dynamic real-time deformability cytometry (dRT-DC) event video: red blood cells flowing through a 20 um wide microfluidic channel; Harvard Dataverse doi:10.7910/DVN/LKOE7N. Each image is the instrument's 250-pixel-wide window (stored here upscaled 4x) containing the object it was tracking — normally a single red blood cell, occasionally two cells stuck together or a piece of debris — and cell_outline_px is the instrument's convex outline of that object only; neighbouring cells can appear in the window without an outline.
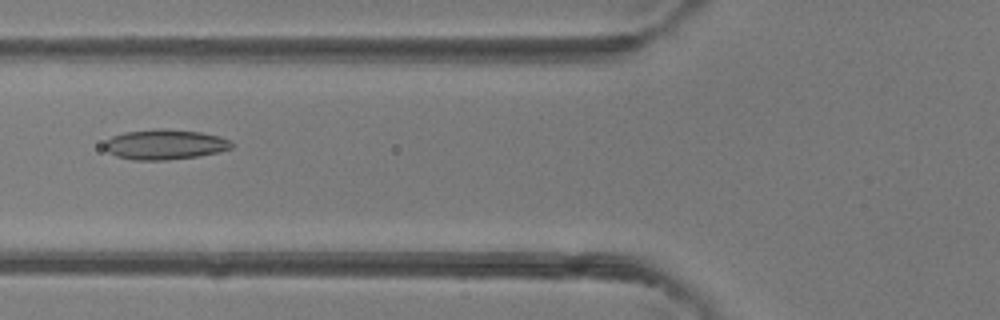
{"species": "common noctule bat (a hibernating species)", "species_latin": "Nyctalus noctula", "temperature_condition": "room temperature", "stored_images_in_passage": 3, "camera_frame_rate_fps": 3000, "um_per_image_px": 0.085, "animal": {"sex": "female"}, "frame": {"image": 1, "passage_image": 3, "time_ms": 2.333, "image_size_px": [1000, 320], "cell_outline_px": [[232, 148], [216, 152], [196, 156], [164, 160], [132, 160], [116, 156], [108, 152], [104, 148], [104, 144], [112, 136], [124, 132], [156, 128], [164, 128], [200, 132], [220, 136], [232, 140]], "centroid_in_image_um": [14.0, 12.27], "position_along_channel_um": 111.8, "area_um2": 22.31}}